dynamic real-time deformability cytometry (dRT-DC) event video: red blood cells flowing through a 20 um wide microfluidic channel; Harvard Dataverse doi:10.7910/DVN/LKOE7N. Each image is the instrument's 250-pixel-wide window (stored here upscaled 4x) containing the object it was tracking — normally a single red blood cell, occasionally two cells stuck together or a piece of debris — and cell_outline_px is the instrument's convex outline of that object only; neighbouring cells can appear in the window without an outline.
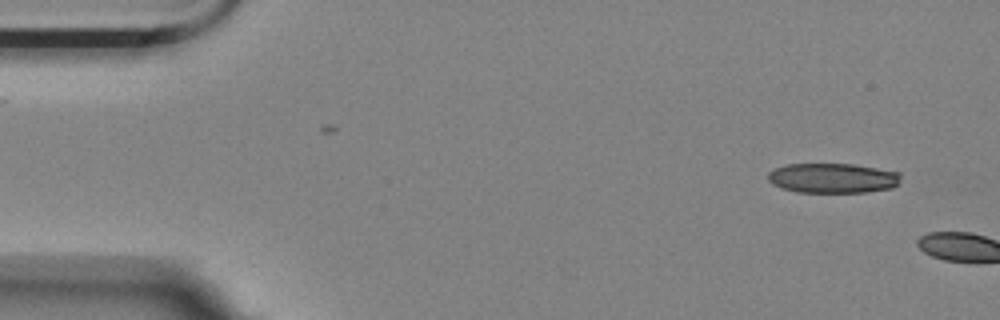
{"species": "Egyptian fruit bat (a non-hibernating species)", "species_latin": "Rousettus aegyptiacus", "temperature_condition": "room temperature", "stored_images_in_passage": 6, "camera_frame_rate_fps": 3000, "um_per_image_px": 0.085, "animal": {"sex": "female"}, "frame": {"image": 1, "passage_image": 1, "time_ms": 0.0, "image_size_px": [1000, 320], "cell_outline_px": [[900, 180], [892, 188], [868, 192], [796, 192], [780, 188], [772, 184], [768, 180], [768, 172], [776, 168], [788, 164], [852, 164], [900, 172]], "centroid_in_image_um": [70.76, 15.14], "position_along_channel_um": 14.2, "area_um2": 23.12}}